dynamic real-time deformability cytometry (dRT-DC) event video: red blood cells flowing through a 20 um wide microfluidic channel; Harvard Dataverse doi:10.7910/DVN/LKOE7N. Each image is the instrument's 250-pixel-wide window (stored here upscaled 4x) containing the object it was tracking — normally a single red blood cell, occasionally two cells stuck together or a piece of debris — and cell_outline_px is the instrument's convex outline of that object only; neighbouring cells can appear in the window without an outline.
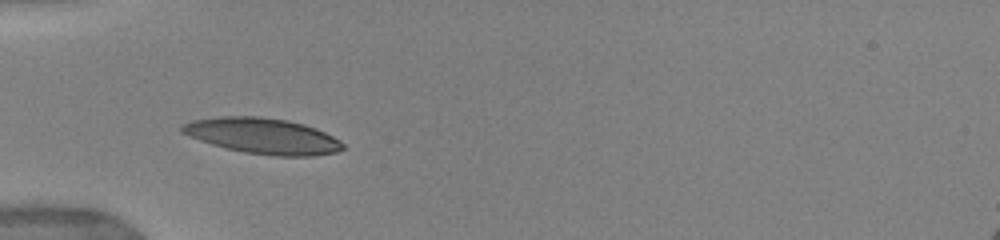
{"species": "human", "species_latin": "Homo sapiens", "temperature_condition": "warm", "stored_images_in_passage": 3, "camera_frame_rate_fps": 3000, "um_per_image_px": 0.085, "donor": {"sex": "female"}, "frame": {"image": 1, "passage_image": 2, "time_ms": 1.0, "image_size_px": [1000, 240], "cell_outline_px": [[344, 148], [336, 152], [312, 156], [272, 156], [244, 152], [224, 148], [200, 140], [180, 132], [180, 124], [192, 120], [220, 116], [260, 116], [288, 120], [304, 124], [316, 128], [340, 140], [344, 144]], "centroid_in_image_um": [22.31, 11.55], "position_along_channel_um": 62.7, "area_um2": 33.7}}